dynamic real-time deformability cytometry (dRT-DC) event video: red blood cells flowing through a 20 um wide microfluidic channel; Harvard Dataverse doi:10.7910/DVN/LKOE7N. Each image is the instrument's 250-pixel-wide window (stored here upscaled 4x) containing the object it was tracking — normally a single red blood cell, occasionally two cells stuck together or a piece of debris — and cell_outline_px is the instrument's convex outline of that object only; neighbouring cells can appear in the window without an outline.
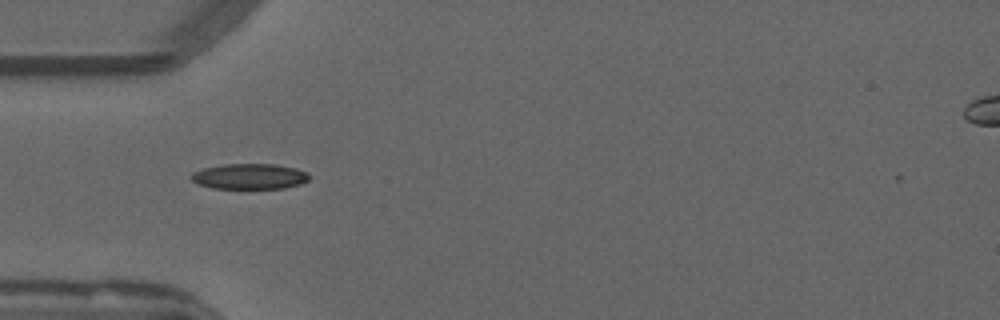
{"species": "common noctule bat (a hibernating species)", "species_latin": "Nyctalus noctula", "temperature_condition": "warm", "stored_images_in_passage": 31, "camera_frame_rate_fps": 3000, "um_per_image_px": 0.085, "animal": {"sex": "male", "forearm_length_mm": 52.5}, "frame": {"image": 1, "passage_image": 1, "time_ms": 0.0, "image_size_px": [1000, 320], "cell_outline_px": [[312, 176], [308, 180], [300, 184], [284, 188], [212, 188], [200, 184], [192, 180], [188, 176], [192, 172], [204, 168], [220, 164], [276, 164], [296, 168], [308, 172]], "centroid_in_image_um": [21.23, 14.98], "position_along_channel_um": 63.8, "area_um2": 17.69}}
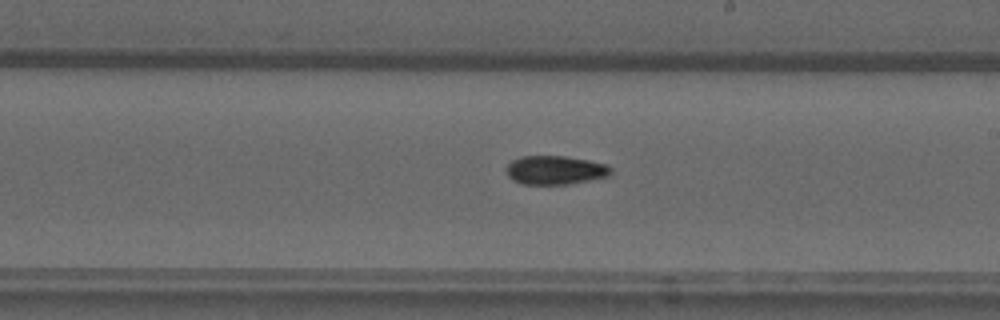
{"frame": {"image": 2, "passage_image": 15, "time_ms": 4.667, "image_size_px": [1000, 320], "cell_outline_px": [[612, 172], [608, 176], [568, 184], [520, 184], [512, 180], [508, 176], [504, 168], [512, 160], [520, 156], [564, 156], [588, 160], [608, 164], [612, 168]], "centroid_in_image_um": [47.16, 14.45], "position_along_channel_um": 241.8, "area_um2": 17.69}}
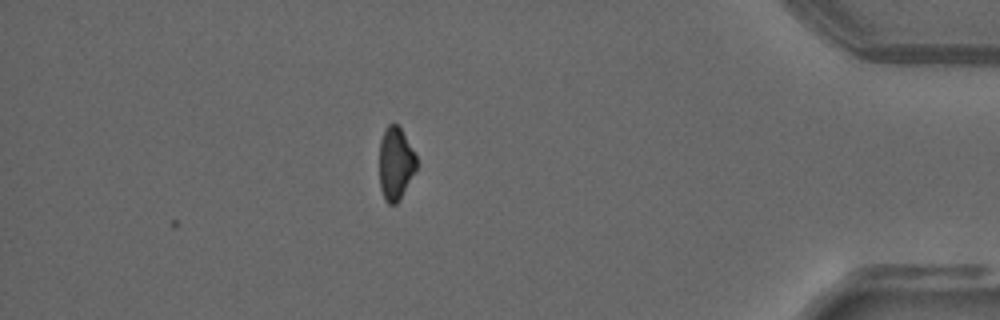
{"frame": {"image": 3, "passage_image": 31, "time_ms": 10.0, "image_size_px": [1000, 320], "cell_outline_px": [[416, 168], [396, 204], [388, 204], [384, 200], [380, 188], [380, 140], [384, 128], [388, 124], [396, 124], [400, 128], [416, 156]], "centroid_in_image_um": [33.59, 13.89], "position_along_channel_um": 401.6, "area_um2": 15.37}}